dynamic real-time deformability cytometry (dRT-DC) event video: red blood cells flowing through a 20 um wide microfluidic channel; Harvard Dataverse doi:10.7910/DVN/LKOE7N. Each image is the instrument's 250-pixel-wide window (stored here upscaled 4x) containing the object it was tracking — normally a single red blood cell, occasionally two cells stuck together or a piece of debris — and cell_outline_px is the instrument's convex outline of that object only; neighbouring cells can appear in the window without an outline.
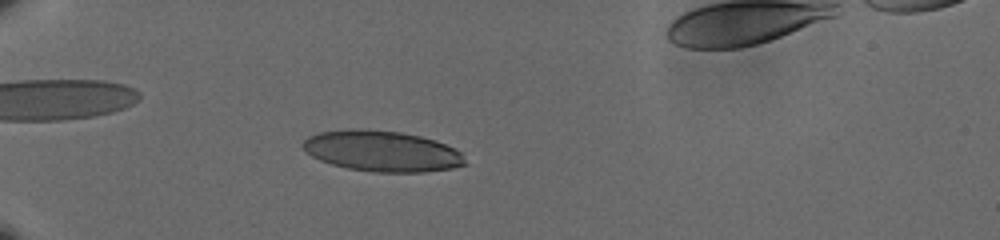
{"species": "human", "species_latin": "Homo sapiens", "temperature_condition": "cold", "stored_images_in_passage": 44, "camera_frame_rate_fps": 3000, "um_per_image_px": 0.085, "donor": {"sex": "male"}, "frame": {"image": 1, "passage_image": 3, "time_ms": 0.667, "image_size_px": [1000, 240], "cell_outline_px": [[468, 164], [452, 168], [424, 172], [372, 172], [348, 168], [332, 164], [320, 160], [304, 152], [300, 144], [308, 136], [320, 132], [348, 128], [352, 128], [400, 132], [420, 136], [436, 140], [456, 148], [460, 152]], "centroid_in_image_um": [32.45, 12.84], "position_along_channel_um": 52.5, "area_um2": 38.84}}
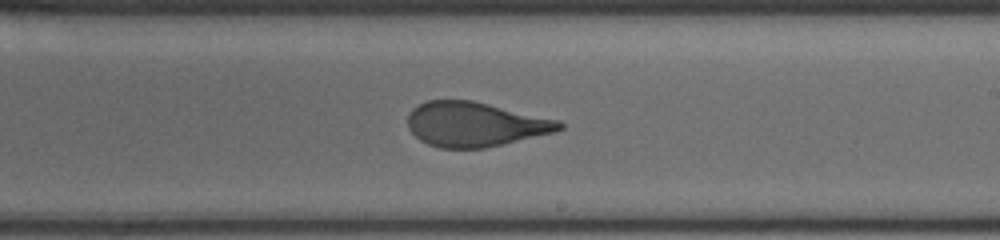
{"frame": {"image": 2, "passage_image": 22, "time_ms": 7.0, "image_size_px": [1000, 240], "cell_outline_px": [[564, 128], [556, 132], [484, 148], [440, 148], [428, 144], [420, 140], [408, 128], [408, 116], [412, 108], [428, 100], [472, 100], [560, 120], [564, 124]], "centroid_in_image_um": [40.4, 10.56], "position_along_channel_um": 248.6, "area_um2": 39.36}}
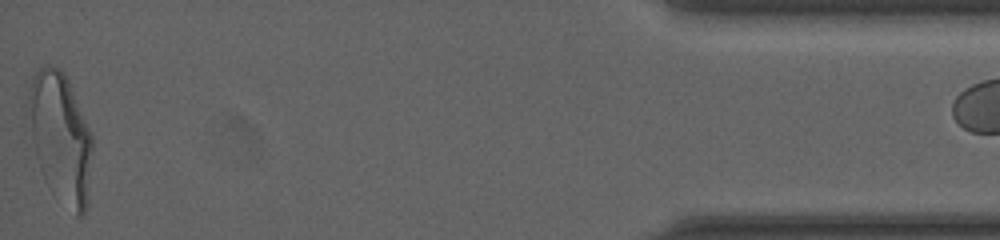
{"frame": {"image": 3, "passage_image": 43, "time_ms": 14.0, "image_size_px": [1000, 240], "cell_outline_px": [[92, 148], [88, 204], [84, 212], [80, 216], [76, 216], [48, 188], [44, 180], [36, 156], [24, 116], [24, 104], [32, 76], [44, 64], [48, 64], [64, 72], [68, 80], [92, 136]], "centroid_in_image_um": [5.07, 11.67], "position_along_channel_um": 430.1, "area_um2": 49.3}}